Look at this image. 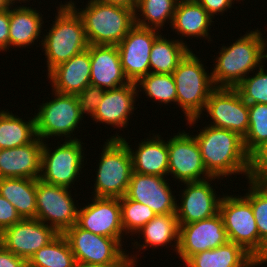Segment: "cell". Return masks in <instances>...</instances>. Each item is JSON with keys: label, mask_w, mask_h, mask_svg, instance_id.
Listing matches in <instances>:
<instances>
[{"label": "cell", "mask_w": 267, "mask_h": 267, "mask_svg": "<svg viewBox=\"0 0 267 267\" xmlns=\"http://www.w3.org/2000/svg\"><path fill=\"white\" fill-rule=\"evenodd\" d=\"M206 125L201 126L193 136L199 145L207 173L222 180L240 173L243 174L242 178H252V157L245 149L244 139L231 130Z\"/></svg>", "instance_id": "cell-1"}, {"label": "cell", "mask_w": 267, "mask_h": 267, "mask_svg": "<svg viewBox=\"0 0 267 267\" xmlns=\"http://www.w3.org/2000/svg\"><path fill=\"white\" fill-rule=\"evenodd\" d=\"M260 29L247 30L231 44L219 47L210 68L216 88H235L266 62V41ZM215 61V62H214Z\"/></svg>", "instance_id": "cell-2"}, {"label": "cell", "mask_w": 267, "mask_h": 267, "mask_svg": "<svg viewBox=\"0 0 267 267\" xmlns=\"http://www.w3.org/2000/svg\"><path fill=\"white\" fill-rule=\"evenodd\" d=\"M55 18L46 33L42 32V53L46 58L47 74L57 65L88 49L84 24L70 4L59 2ZM46 34V35H45Z\"/></svg>", "instance_id": "cell-3"}, {"label": "cell", "mask_w": 267, "mask_h": 267, "mask_svg": "<svg viewBox=\"0 0 267 267\" xmlns=\"http://www.w3.org/2000/svg\"><path fill=\"white\" fill-rule=\"evenodd\" d=\"M63 3L70 4L80 15L89 45H118L135 25L133 9L99 0H88L81 8L74 0Z\"/></svg>", "instance_id": "cell-4"}, {"label": "cell", "mask_w": 267, "mask_h": 267, "mask_svg": "<svg viewBox=\"0 0 267 267\" xmlns=\"http://www.w3.org/2000/svg\"><path fill=\"white\" fill-rule=\"evenodd\" d=\"M206 68L204 60L191 50L172 73L177 89V105L185 121L203 114L210 94L216 89L211 72Z\"/></svg>", "instance_id": "cell-5"}, {"label": "cell", "mask_w": 267, "mask_h": 267, "mask_svg": "<svg viewBox=\"0 0 267 267\" xmlns=\"http://www.w3.org/2000/svg\"><path fill=\"white\" fill-rule=\"evenodd\" d=\"M102 146L90 196L122 198L133 172L130 150L122 139L108 138Z\"/></svg>", "instance_id": "cell-6"}, {"label": "cell", "mask_w": 267, "mask_h": 267, "mask_svg": "<svg viewBox=\"0 0 267 267\" xmlns=\"http://www.w3.org/2000/svg\"><path fill=\"white\" fill-rule=\"evenodd\" d=\"M51 94L52 99L48 97L47 101H42L43 103L37 106V111H34L37 112L34 113L37 137L42 141H50V138L53 140L55 137V140H79L75 131L78 132L83 123L76 96L60 94L53 90Z\"/></svg>", "instance_id": "cell-7"}, {"label": "cell", "mask_w": 267, "mask_h": 267, "mask_svg": "<svg viewBox=\"0 0 267 267\" xmlns=\"http://www.w3.org/2000/svg\"><path fill=\"white\" fill-rule=\"evenodd\" d=\"M82 139L65 140L62 144L57 141L54 150L51 143L48 145L49 141H43L40 180L57 186L76 188L73 185L77 179V182L80 181V174L85 172L83 167L87 164L86 148H83L85 143Z\"/></svg>", "instance_id": "cell-8"}, {"label": "cell", "mask_w": 267, "mask_h": 267, "mask_svg": "<svg viewBox=\"0 0 267 267\" xmlns=\"http://www.w3.org/2000/svg\"><path fill=\"white\" fill-rule=\"evenodd\" d=\"M62 234L68 241L75 261L91 264H133L134 267L140 261L136 254H131L126 250V245H122L117 239L96 235L76 224Z\"/></svg>", "instance_id": "cell-9"}, {"label": "cell", "mask_w": 267, "mask_h": 267, "mask_svg": "<svg viewBox=\"0 0 267 267\" xmlns=\"http://www.w3.org/2000/svg\"><path fill=\"white\" fill-rule=\"evenodd\" d=\"M234 194L224 193L219 207L228 239L259 262V233L251 204L242 194Z\"/></svg>", "instance_id": "cell-10"}, {"label": "cell", "mask_w": 267, "mask_h": 267, "mask_svg": "<svg viewBox=\"0 0 267 267\" xmlns=\"http://www.w3.org/2000/svg\"><path fill=\"white\" fill-rule=\"evenodd\" d=\"M204 114L211 119L208 125L231 130L242 138L246 136L249 128L248 104L235 88H216L210 94L203 114L199 118L188 120L186 124L195 127Z\"/></svg>", "instance_id": "cell-11"}, {"label": "cell", "mask_w": 267, "mask_h": 267, "mask_svg": "<svg viewBox=\"0 0 267 267\" xmlns=\"http://www.w3.org/2000/svg\"><path fill=\"white\" fill-rule=\"evenodd\" d=\"M71 191V188L49 184L37 179L36 219L53 227L58 233H63L76 224L79 203Z\"/></svg>", "instance_id": "cell-12"}, {"label": "cell", "mask_w": 267, "mask_h": 267, "mask_svg": "<svg viewBox=\"0 0 267 267\" xmlns=\"http://www.w3.org/2000/svg\"><path fill=\"white\" fill-rule=\"evenodd\" d=\"M221 183L220 178L210 177L201 181L183 182L185 187L180 189L176 199V217L179 225L210 218L219 213V207L224 196L216 193L213 181ZM181 197V198H180ZM178 202V203H177Z\"/></svg>", "instance_id": "cell-13"}, {"label": "cell", "mask_w": 267, "mask_h": 267, "mask_svg": "<svg viewBox=\"0 0 267 267\" xmlns=\"http://www.w3.org/2000/svg\"><path fill=\"white\" fill-rule=\"evenodd\" d=\"M190 134L179 130L168 138V176L171 175L178 184L211 177L206 171L194 133Z\"/></svg>", "instance_id": "cell-14"}, {"label": "cell", "mask_w": 267, "mask_h": 267, "mask_svg": "<svg viewBox=\"0 0 267 267\" xmlns=\"http://www.w3.org/2000/svg\"><path fill=\"white\" fill-rule=\"evenodd\" d=\"M89 199L90 202L84 203L83 207L80 203L76 225L96 235L115 238L122 245L126 244L124 240L128 237L123 231L120 198L93 196Z\"/></svg>", "instance_id": "cell-15"}, {"label": "cell", "mask_w": 267, "mask_h": 267, "mask_svg": "<svg viewBox=\"0 0 267 267\" xmlns=\"http://www.w3.org/2000/svg\"><path fill=\"white\" fill-rule=\"evenodd\" d=\"M159 32L135 24L117 45L121 65L129 82L137 83L150 73V53Z\"/></svg>", "instance_id": "cell-16"}, {"label": "cell", "mask_w": 267, "mask_h": 267, "mask_svg": "<svg viewBox=\"0 0 267 267\" xmlns=\"http://www.w3.org/2000/svg\"><path fill=\"white\" fill-rule=\"evenodd\" d=\"M59 233L36 218L21 219L0 233V244L26 262Z\"/></svg>", "instance_id": "cell-17"}, {"label": "cell", "mask_w": 267, "mask_h": 267, "mask_svg": "<svg viewBox=\"0 0 267 267\" xmlns=\"http://www.w3.org/2000/svg\"><path fill=\"white\" fill-rule=\"evenodd\" d=\"M179 226L177 255L183 263L192 255L217 248L229 241L219 213L204 220Z\"/></svg>", "instance_id": "cell-18"}, {"label": "cell", "mask_w": 267, "mask_h": 267, "mask_svg": "<svg viewBox=\"0 0 267 267\" xmlns=\"http://www.w3.org/2000/svg\"><path fill=\"white\" fill-rule=\"evenodd\" d=\"M169 180L168 177L132 172L125 197L148 205L157 215L175 214L177 198Z\"/></svg>", "instance_id": "cell-19"}, {"label": "cell", "mask_w": 267, "mask_h": 267, "mask_svg": "<svg viewBox=\"0 0 267 267\" xmlns=\"http://www.w3.org/2000/svg\"><path fill=\"white\" fill-rule=\"evenodd\" d=\"M136 83L107 89L97 110L94 113V123L105 124L123 131L129 125L130 117L136 111V101L139 97ZM135 104V105H134ZM123 128V129H122Z\"/></svg>", "instance_id": "cell-20"}, {"label": "cell", "mask_w": 267, "mask_h": 267, "mask_svg": "<svg viewBox=\"0 0 267 267\" xmlns=\"http://www.w3.org/2000/svg\"><path fill=\"white\" fill-rule=\"evenodd\" d=\"M119 133L120 130L118 133L116 131L109 139H122L127 144L132 158L133 172L168 177V138L165 141L159 133H151L152 136L149 133L146 134L148 137L139 141L133 149L132 144L129 145L130 142Z\"/></svg>", "instance_id": "cell-21"}, {"label": "cell", "mask_w": 267, "mask_h": 267, "mask_svg": "<svg viewBox=\"0 0 267 267\" xmlns=\"http://www.w3.org/2000/svg\"><path fill=\"white\" fill-rule=\"evenodd\" d=\"M43 141L36 137L31 143L1 149L0 178L40 179Z\"/></svg>", "instance_id": "cell-22"}, {"label": "cell", "mask_w": 267, "mask_h": 267, "mask_svg": "<svg viewBox=\"0 0 267 267\" xmlns=\"http://www.w3.org/2000/svg\"><path fill=\"white\" fill-rule=\"evenodd\" d=\"M91 76L90 84L115 89L129 82L124 74L117 45H89Z\"/></svg>", "instance_id": "cell-23"}, {"label": "cell", "mask_w": 267, "mask_h": 267, "mask_svg": "<svg viewBox=\"0 0 267 267\" xmlns=\"http://www.w3.org/2000/svg\"><path fill=\"white\" fill-rule=\"evenodd\" d=\"M213 20L196 0H181L177 3L170 27L177 34L176 37L180 39L179 41L188 46L187 41L183 40L184 37L187 40L197 38V40L213 41L211 33H209L212 32L210 29L216 22Z\"/></svg>", "instance_id": "cell-24"}, {"label": "cell", "mask_w": 267, "mask_h": 267, "mask_svg": "<svg viewBox=\"0 0 267 267\" xmlns=\"http://www.w3.org/2000/svg\"><path fill=\"white\" fill-rule=\"evenodd\" d=\"M12 5L9 8L10 17V33H9V51L15 48L24 49L29 46L33 47L39 42L40 47L42 42V30L45 26L44 17L40 10L33 4ZM43 24V25H42ZM41 35V36H40ZM41 39V40H39ZM37 42V43H36ZM35 43V44H34Z\"/></svg>", "instance_id": "cell-25"}, {"label": "cell", "mask_w": 267, "mask_h": 267, "mask_svg": "<svg viewBox=\"0 0 267 267\" xmlns=\"http://www.w3.org/2000/svg\"><path fill=\"white\" fill-rule=\"evenodd\" d=\"M47 75L51 89L60 94L76 95L90 84L91 62L88 50L71 57Z\"/></svg>", "instance_id": "cell-26"}, {"label": "cell", "mask_w": 267, "mask_h": 267, "mask_svg": "<svg viewBox=\"0 0 267 267\" xmlns=\"http://www.w3.org/2000/svg\"><path fill=\"white\" fill-rule=\"evenodd\" d=\"M141 234V235H140ZM179 234L180 226L176 214H158L151 219L145 226L135 233L138 239L144 238L142 241H136L133 237L130 239L132 243V250L135 248L139 253L140 251L148 250V248L157 249L159 246L162 248H172L176 254L179 249ZM143 235V236H142ZM141 243V244H140ZM174 248V249H173Z\"/></svg>", "instance_id": "cell-27"}, {"label": "cell", "mask_w": 267, "mask_h": 267, "mask_svg": "<svg viewBox=\"0 0 267 267\" xmlns=\"http://www.w3.org/2000/svg\"><path fill=\"white\" fill-rule=\"evenodd\" d=\"M184 267H258L261 264L243 247L228 241L217 248L190 256Z\"/></svg>", "instance_id": "cell-28"}, {"label": "cell", "mask_w": 267, "mask_h": 267, "mask_svg": "<svg viewBox=\"0 0 267 267\" xmlns=\"http://www.w3.org/2000/svg\"><path fill=\"white\" fill-rule=\"evenodd\" d=\"M0 195L14 206L22 219L36 218V179L0 178Z\"/></svg>", "instance_id": "cell-29"}, {"label": "cell", "mask_w": 267, "mask_h": 267, "mask_svg": "<svg viewBox=\"0 0 267 267\" xmlns=\"http://www.w3.org/2000/svg\"><path fill=\"white\" fill-rule=\"evenodd\" d=\"M161 33L154 41L150 53V73L172 74L184 57L194 49L175 37L169 39Z\"/></svg>", "instance_id": "cell-30"}, {"label": "cell", "mask_w": 267, "mask_h": 267, "mask_svg": "<svg viewBox=\"0 0 267 267\" xmlns=\"http://www.w3.org/2000/svg\"><path fill=\"white\" fill-rule=\"evenodd\" d=\"M5 110L0 109V148L10 149L31 143L37 137L34 115L23 119Z\"/></svg>", "instance_id": "cell-31"}, {"label": "cell", "mask_w": 267, "mask_h": 267, "mask_svg": "<svg viewBox=\"0 0 267 267\" xmlns=\"http://www.w3.org/2000/svg\"><path fill=\"white\" fill-rule=\"evenodd\" d=\"M243 196L250 202L259 233V263L267 261V181L255 177L247 179Z\"/></svg>", "instance_id": "cell-32"}, {"label": "cell", "mask_w": 267, "mask_h": 267, "mask_svg": "<svg viewBox=\"0 0 267 267\" xmlns=\"http://www.w3.org/2000/svg\"><path fill=\"white\" fill-rule=\"evenodd\" d=\"M179 0H137L134 11L135 24L144 28L164 31L165 25L172 24ZM166 23V24H165Z\"/></svg>", "instance_id": "cell-33"}, {"label": "cell", "mask_w": 267, "mask_h": 267, "mask_svg": "<svg viewBox=\"0 0 267 267\" xmlns=\"http://www.w3.org/2000/svg\"><path fill=\"white\" fill-rule=\"evenodd\" d=\"M75 262L67 239L59 233L29 259L27 267H73Z\"/></svg>", "instance_id": "cell-34"}, {"label": "cell", "mask_w": 267, "mask_h": 267, "mask_svg": "<svg viewBox=\"0 0 267 267\" xmlns=\"http://www.w3.org/2000/svg\"><path fill=\"white\" fill-rule=\"evenodd\" d=\"M138 95L143 92L155 104L177 105V89L172 74L149 73L137 83ZM141 88V89H140Z\"/></svg>", "instance_id": "cell-35"}, {"label": "cell", "mask_w": 267, "mask_h": 267, "mask_svg": "<svg viewBox=\"0 0 267 267\" xmlns=\"http://www.w3.org/2000/svg\"><path fill=\"white\" fill-rule=\"evenodd\" d=\"M249 128L244 139L246 151L253 157L267 142V104H250Z\"/></svg>", "instance_id": "cell-36"}, {"label": "cell", "mask_w": 267, "mask_h": 267, "mask_svg": "<svg viewBox=\"0 0 267 267\" xmlns=\"http://www.w3.org/2000/svg\"><path fill=\"white\" fill-rule=\"evenodd\" d=\"M120 208L123 231L129 239L157 215L148 205L125 196L120 198Z\"/></svg>", "instance_id": "cell-37"}, {"label": "cell", "mask_w": 267, "mask_h": 267, "mask_svg": "<svg viewBox=\"0 0 267 267\" xmlns=\"http://www.w3.org/2000/svg\"><path fill=\"white\" fill-rule=\"evenodd\" d=\"M252 75L244 78L235 89L248 104H267V70L263 64Z\"/></svg>", "instance_id": "cell-38"}, {"label": "cell", "mask_w": 267, "mask_h": 267, "mask_svg": "<svg viewBox=\"0 0 267 267\" xmlns=\"http://www.w3.org/2000/svg\"><path fill=\"white\" fill-rule=\"evenodd\" d=\"M104 92V88L89 84L80 93L75 95L78 103L80 117L82 118V120L84 118L86 119L85 116L87 115L88 117L90 116L92 119L94 118V113L102 101Z\"/></svg>", "instance_id": "cell-39"}, {"label": "cell", "mask_w": 267, "mask_h": 267, "mask_svg": "<svg viewBox=\"0 0 267 267\" xmlns=\"http://www.w3.org/2000/svg\"><path fill=\"white\" fill-rule=\"evenodd\" d=\"M14 206L0 195V233L21 220Z\"/></svg>", "instance_id": "cell-40"}, {"label": "cell", "mask_w": 267, "mask_h": 267, "mask_svg": "<svg viewBox=\"0 0 267 267\" xmlns=\"http://www.w3.org/2000/svg\"><path fill=\"white\" fill-rule=\"evenodd\" d=\"M207 12L208 14L213 18L217 15L223 16V13H227L228 9L234 8L233 5L239 2L245 1V0H196ZM238 1V2H237ZM241 1V2H240ZM233 4V5H232Z\"/></svg>", "instance_id": "cell-41"}, {"label": "cell", "mask_w": 267, "mask_h": 267, "mask_svg": "<svg viewBox=\"0 0 267 267\" xmlns=\"http://www.w3.org/2000/svg\"><path fill=\"white\" fill-rule=\"evenodd\" d=\"M253 177L267 181V142L252 157Z\"/></svg>", "instance_id": "cell-42"}, {"label": "cell", "mask_w": 267, "mask_h": 267, "mask_svg": "<svg viewBox=\"0 0 267 267\" xmlns=\"http://www.w3.org/2000/svg\"><path fill=\"white\" fill-rule=\"evenodd\" d=\"M9 9L0 11V52L9 50Z\"/></svg>", "instance_id": "cell-43"}, {"label": "cell", "mask_w": 267, "mask_h": 267, "mask_svg": "<svg viewBox=\"0 0 267 267\" xmlns=\"http://www.w3.org/2000/svg\"><path fill=\"white\" fill-rule=\"evenodd\" d=\"M0 267H27V262L0 244Z\"/></svg>", "instance_id": "cell-44"}, {"label": "cell", "mask_w": 267, "mask_h": 267, "mask_svg": "<svg viewBox=\"0 0 267 267\" xmlns=\"http://www.w3.org/2000/svg\"><path fill=\"white\" fill-rule=\"evenodd\" d=\"M105 3L113 4V5H118L122 7H126L129 9H133L135 11L136 6H137V0H99Z\"/></svg>", "instance_id": "cell-45"}, {"label": "cell", "mask_w": 267, "mask_h": 267, "mask_svg": "<svg viewBox=\"0 0 267 267\" xmlns=\"http://www.w3.org/2000/svg\"><path fill=\"white\" fill-rule=\"evenodd\" d=\"M73 267H134L133 264H91L76 261Z\"/></svg>", "instance_id": "cell-46"}, {"label": "cell", "mask_w": 267, "mask_h": 267, "mask_svg": "<svg viewBox=\"0 0 267 267\" xmlns=\"http://www.w3.org/2000/svg\"><path fill=\"white\" fill-rule=\"evenodd\" d=\"M12 5L9 3L8 0H0V11L2 10H7L11 7Z\"/></svg>", "instance_id": "cell-47"}, {"label": "cell", "mask_w": 267, "mask_h": 267, "mask_svg": "<svg viewBox=\"0 0 267 267\" xmlns=\"http://www.w3.org/2000/svg\"><path fill=\"white\" fill-rule=\"evenodd\" d=\"M8 1L11 5H17V4L19 5V3H20V5H22V3H24V5H25V3H27V5H28V3H30L31 0H8Z\"/></svg>", "instance_id": "cell-48"}, {"label": "cell", "mask_w": 267, "mask_h": 267, "mask_svg": "<svg viewBox=\"0 0 267 267\" xmlns=\"http://www.w3.org/2000/svg\"><path fill=\"white\" fill-rule=\"evenodd\" d=\"M266 61H267V41H266Z\"/></svg>", "instance_id": "cell-49"}]
</instances>
